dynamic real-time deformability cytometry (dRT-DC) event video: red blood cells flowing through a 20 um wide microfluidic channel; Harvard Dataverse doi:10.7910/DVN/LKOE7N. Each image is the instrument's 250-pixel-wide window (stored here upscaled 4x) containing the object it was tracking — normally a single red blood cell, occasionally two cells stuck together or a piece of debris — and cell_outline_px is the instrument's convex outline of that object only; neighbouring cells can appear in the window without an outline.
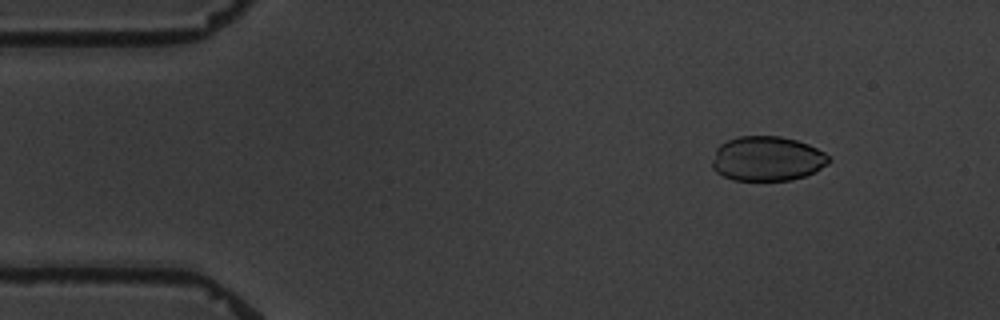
{"species": "common noctule bat (a hibernating species)", "species_latin": "Nyctalus noctula", "temperature_condition": "warm", "stored_images_in_passage": 4, "camera_frame_rate_fps": 3000, "um_per_image_px": 0.085, "animal": {"sex": "male", "body_mass_g": 19.5, "forearm_length_mm": 54.6}, "frame": {"image": 1, "passage_image": 2, "time_ms": 1.333, "image_size_px": [1000, 320], "cell_outline_px": [[832, 160], [828, 164], [816, 172], [792, 180], [732, 180], [716, 172], [712, 168], [712, 160], [716, 148], [720, 144], [728, 140], [740, 136], [780, 136], [796, 140], [808, 144], [824, 152]], "centroid_in_image_um": [65.21, 13.49], "position_along_channel_um": 19.8, "area_um2": 30.52}}